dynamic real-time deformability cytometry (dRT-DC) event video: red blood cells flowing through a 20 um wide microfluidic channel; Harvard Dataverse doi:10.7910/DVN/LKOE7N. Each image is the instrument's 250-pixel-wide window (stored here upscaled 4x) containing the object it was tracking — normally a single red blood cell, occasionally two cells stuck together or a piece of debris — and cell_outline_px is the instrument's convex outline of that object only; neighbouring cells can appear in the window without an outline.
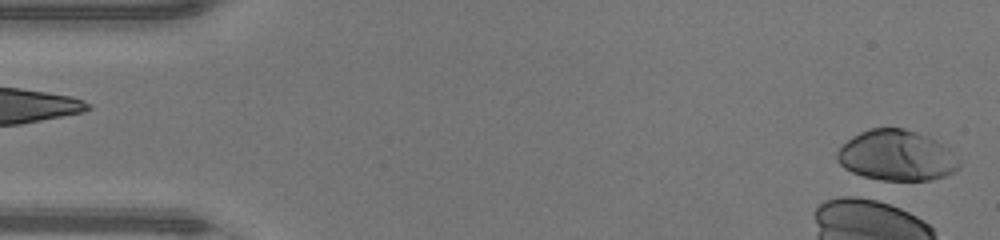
{"species": "human", "species_latin": "Homo sapiens", "temperature_condition": "warm", "stored_images_in_passage": 3, "camera_frame_rate_fps": 3000, "um_per_image_px": 0.085, "donor": {"sex": "male"}, "frame": {"image": 1, "passage_image": 1, "time_ms": 0.0, "image_size_px": [1000, 240], "cell_outline_px": [[960, 168], [944, 176], [932, 180], [880, 180], [864, 176], [852, 172], [844, 168], [836, 160], [836, 152], [852, 136], [860, 132], [872, 128], [904, 128], [916, 132], [936, 140], [948, 148], [956, 156], [960, 164]], "centroid_in_image_um": [76.2, 13.22], "position_along_channel_um": 8.8, "area_um2": 35.84}}